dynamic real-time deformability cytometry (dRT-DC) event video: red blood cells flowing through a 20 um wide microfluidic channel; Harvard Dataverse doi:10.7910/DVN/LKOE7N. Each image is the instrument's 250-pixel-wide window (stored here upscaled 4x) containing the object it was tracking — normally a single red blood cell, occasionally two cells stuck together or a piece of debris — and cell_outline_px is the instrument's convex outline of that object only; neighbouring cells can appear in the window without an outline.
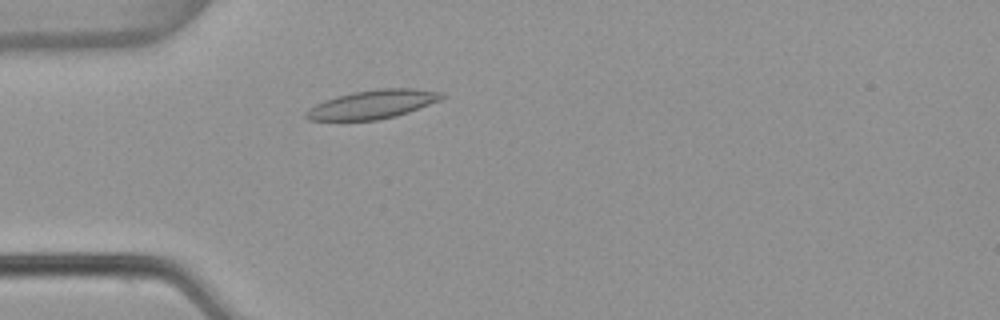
{"species": "common noctule bat (a hibernating species)", "species_latin": "Nyctalus noctula", "temperature_condition": "warm", "stored_images_in_passage": 3, "camera_frame_rate_fps": 3000, "um_per_image_px": 0.085, "animal": {"sex": "female", "body_mass_g": 22.7, "forearm_length_mm": 54.2}, "frame": {"image": 1, "passage_image": 3, "time_ms": 0.667, "image_size_px": [1000, 320], "cell_outline_px": [[444, 96], [440, 100], [408, 112], [396, 116], [376, 120], [308, 120], [304, 116], [304, 112], [308, 108], [324, 100], [336, 96], [356, 92], [380, 88], [412, 88], [444, 92]], "centroid_in_image_um": [31.65, 8.87], "position_along_channel_um": 53.3, "area_um2": 22.6}}